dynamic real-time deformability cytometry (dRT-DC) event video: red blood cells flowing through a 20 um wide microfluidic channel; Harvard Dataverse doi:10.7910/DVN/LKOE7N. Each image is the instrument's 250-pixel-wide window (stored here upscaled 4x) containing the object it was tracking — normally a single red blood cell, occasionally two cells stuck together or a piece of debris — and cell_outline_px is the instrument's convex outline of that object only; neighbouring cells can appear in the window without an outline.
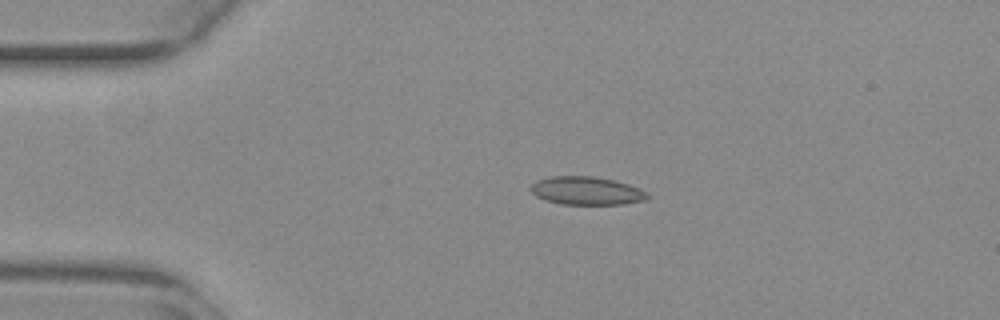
{"species": "common noctule bat (a hibernating species)", "species_latin": "Nyctalus noctula", "temperature_condition": "warm", "stored_images_in_passage": 45, "camera_frame_rate_fps": 3000, "um_per_image_px": 0.085, "animal": {"sex": "female", "body_mass_g": 29.2, "forearm_length_mm": 56.3}, "frame": {"image": 1, "passage_image": 4, "time_ms": 1.0, "image_size_px": [1000, 320], "cell_outline_px": [[648, 200], [624, 204], [560, 204], [536, 196], [528, 188], [536, 180], [552, 176], [592, 176], [616, 180], [640, 188], [648, 192]], "centroid_in_image_um": [49.88, 16.21], "position_along_channel_um": 35.1, "area_um2": 19.31}}
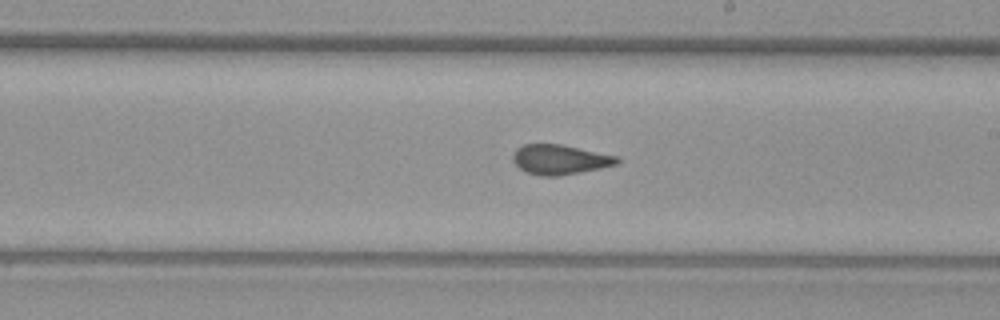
{"frame": {"image": 2, "passage_image": 23, "time_ms": 7.333, "image_size_px": [1000, 320], "cell_outline_px": [[620, 160], [616, 164], [600, 168], [580, 172], [556, 176], [540, 176], [524, 172], [512, 160], [512, 156], [516, 148], [524, 144], [564, 144], [616, 156]], "centroid_in_image_um": [47.55, 13.55], "position_along_channel_um": 241.5, "area_um2": 18.09}}
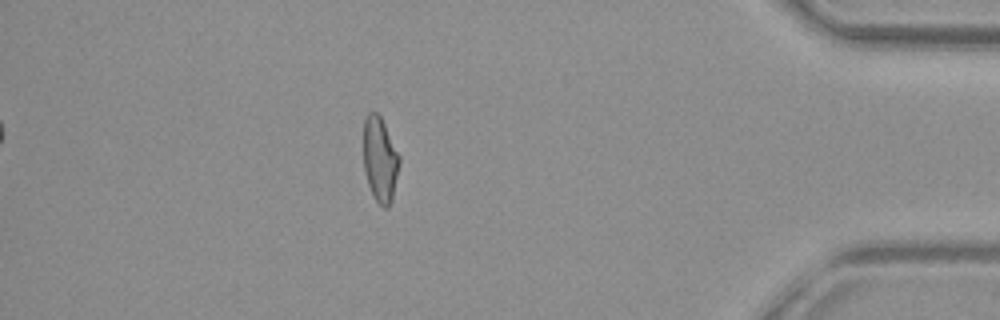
{"frame": {"image": 3, "passage_image": 39, "time_ms": 12.667, "image_size_px": [1000, 320], "cell_outline_px": [[400, 160], [392, 200], [388, 208], [384, 208], [372, 196], [368, 184], [364, 168], [364, 120], [368, 112], [376, 112], [380, 116], [400, 156]], "centroid_in_image_um": [32.3, 13.57], "position_along_channel_um": 402.9, "area_um2": 17.63}, "authors_computed_cell_mechanics": {"area_um2": 18.496, "velocity_mm_per_s": 3.8935, "shape_relaxation_time_tau1_ms": null, "shape_relaxation_time_tau2_ms": 1.3883, "deformation_change_tau1": null, "deformation_change_tau2": 0.0824}}